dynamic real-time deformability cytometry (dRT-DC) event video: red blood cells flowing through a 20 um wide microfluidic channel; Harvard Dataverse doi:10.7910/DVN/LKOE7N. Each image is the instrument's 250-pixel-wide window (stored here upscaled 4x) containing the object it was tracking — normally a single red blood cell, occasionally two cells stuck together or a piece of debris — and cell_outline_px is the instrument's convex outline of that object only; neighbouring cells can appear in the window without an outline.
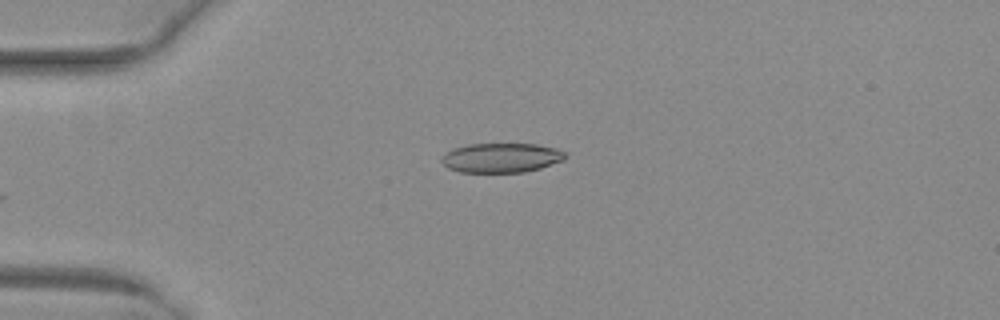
{"species": "common noctule bat (a hibernating species)", "species_latin": "Nyctalus noctula", "temperature_condition": "warm", "stored_images_in_passage": 33, "camera_frame_rate_fps": 3000, "um_per_image_px": 0.085, "animal": {"sex": "female", "body_mass_g": 29.2, "forearm_length_mm": 56.3}, "frame": {"image": 1, "passage_image": 2, "time_ms": 0.333, "image_size_px": [1000, 320], "cell_outline_px": [[568, 156], [564, 160], [540, 168], [524, 172], [460, 172], [448, 168], [440, 160], [452, 148], [468, 144], [536, 144], [556, 148], [564, 152]], "centroid_in_image_um": [42.63, 13.41], "position_along_channel_um": 42.4, "area_um2": 21.21}}
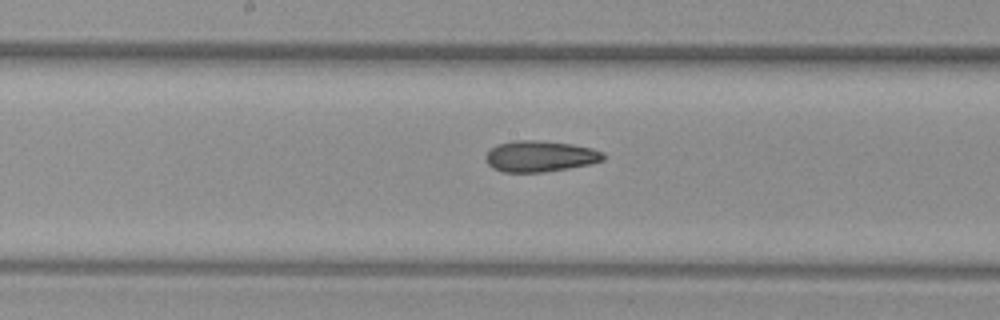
{"frame": {"image": 2, "passage_image": 16, "time_ms": 5.0, "image_size_px": [1000, 320], "cell_outline_px": [[604, 160], [592, 164], [544, 172], [504, 172], [492, 168], [484, 160], [484, 156], [496, 144], [516, 140], [536, 140], [572, 144], [592, 148], [604, 152]], "centroid_in_image_um": [45.9, 13.28], "position_along_channel_um": 202.3, "area_um2": 21.44}}
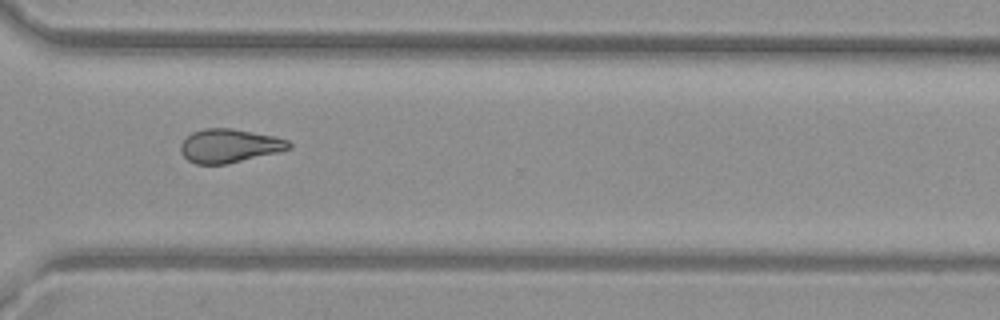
{"frame": {"image": 3, "passage_image": 27, "time_ms": 8.667, "image_size_px": [1000, 320], "cell_outline_px": [[292, 148], [276, 152], [224, 164], [196, 164], [188, 160], [180, 152], [180, 144], [192, 132], [204, 128], [232, 128], [276, 136], [288, 140], [292, 144]], "centroid_in_image_um": [19.48, 12.37], "position_along_channel_um": 351.1, "area_um2": 21.1}, "authors_computed_cell_mechanics": {"area_um2": 21.2126, "velocity_mm_per_s": 4.0595, "shape_relaxation_time_tau1_ms": null, "shape_relaxation_time_tau2_ms": 3.578, "deformation_change_tau1": null, "deformation_change_tau2": 0.1103}}